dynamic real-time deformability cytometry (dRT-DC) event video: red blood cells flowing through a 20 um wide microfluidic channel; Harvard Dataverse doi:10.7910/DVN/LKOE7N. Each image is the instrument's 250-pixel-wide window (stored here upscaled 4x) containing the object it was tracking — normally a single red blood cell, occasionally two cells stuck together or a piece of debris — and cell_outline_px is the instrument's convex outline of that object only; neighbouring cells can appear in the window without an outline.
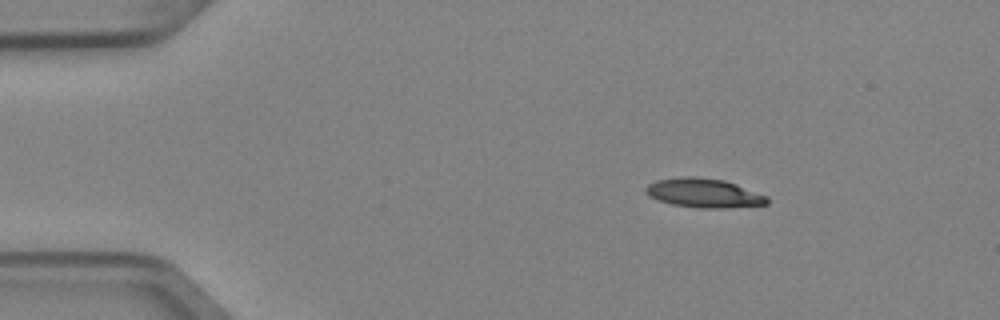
{"species": "Egyptian fruit bat (a non-hibernating species)", "species_latin": "Rousettus aegyptiacus", "temperature_condition": "cold", "stored_images_in_passage": 3, "camera_frame_rate_fps": 3000, "um_per_image_px": 0.085, "animal": {"sex": "female"}, "frame": {"image": 1, "passage_image": 1, "time_ms": 0.0, "image_size_px": [1000, 320], "cell_outline_px": [[768, 204], [724, 208], [696, 208], [672, 204], [648, 196], [644, 192], [644, 188], [648, 184], [656, 180], [680, 176], [696, 176], [724, 180], [736, 184], [768, 196]], "centroid_in_image_um": [59.8, 16.4], "position_along_channel_um": 25.2, "area_um2": 20.75}}